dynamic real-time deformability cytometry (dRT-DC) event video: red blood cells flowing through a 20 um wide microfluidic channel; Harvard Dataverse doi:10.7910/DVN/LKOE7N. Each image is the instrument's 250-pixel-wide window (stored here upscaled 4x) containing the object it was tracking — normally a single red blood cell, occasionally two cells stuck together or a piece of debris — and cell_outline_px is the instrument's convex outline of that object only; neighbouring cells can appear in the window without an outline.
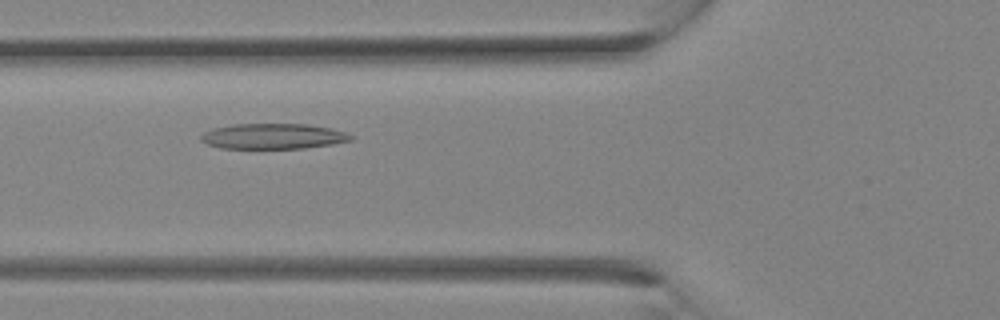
{"species": "Egyptian fruit bat (a non-hibernating species)", "species_latin": "Rousettus aegyptiacus", "temperature_condition": "room temperature", "stored_images_in_passage": 30, "camera_frame_rate_fps": 3000, "um_per_image_px": 0.085, "animal": {"sex": "female"}, "frame": {"image": 1, "passage_image": 10, "time_ms": 3.0, "image_size_px": [1000, 320], "cell_outline_px": [[352, 140], [332, 144], [304, 148], [220, 148], [208, 144], [200, 140], [200, 136], [204, 132], [212, 128], [232, 124], [308, 124], [332, 128], [344, 132], [352, 136]], "centroid_in_image_um": [23.19, 11.57], "position_along_channel_um": 102.6, "area_um2": 22.2}}
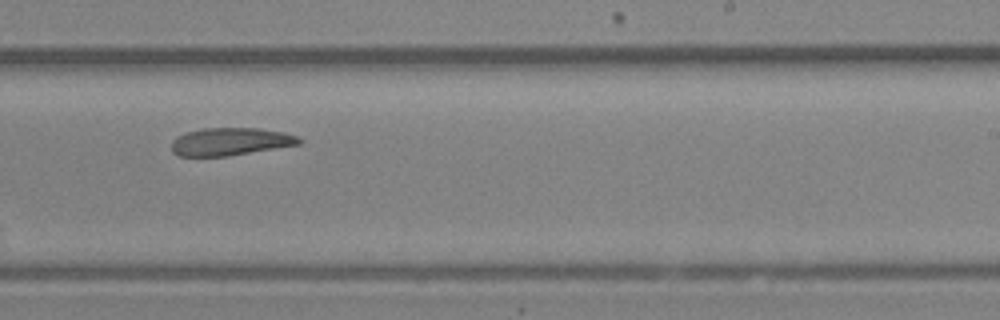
{"frame": {"image": 2, "passage_image": 18, "time_ms": 5.667, "image_size_px": [1000, 320], "cell_outline_px": [[304, 140], [300, 144], [228, 156], [180, 156], [172, 152], [172, 140], [176, 136], [188, 132], [204, 128], [260, 128], [284, 132], [296, 136]], "centroid_in_image_um": [19.59, 12.03], "position_along_channel_um": 269.4, "area_um2": 20.58}}
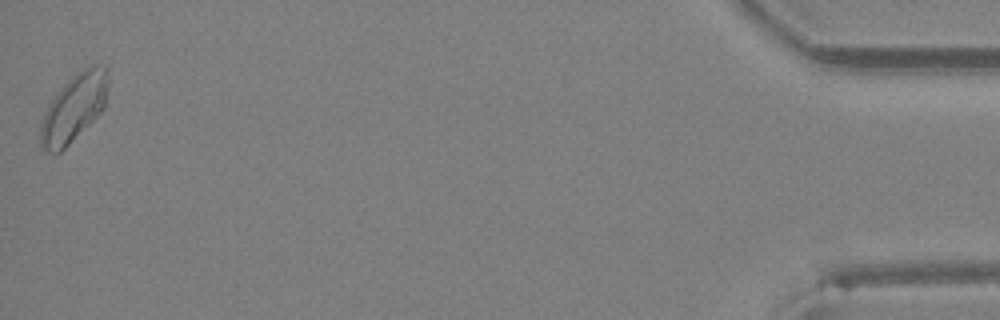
{"frame": {"image": 3, "passage_image": 30, "time_ms": 9.667, "image_size_px": [1000, 320], "cell_outline_px": [[108, 84], [104, 108], [60, 152], [48, 152], [40, 148], [40, 124], [44, 112], [48, 104], [60, 88], [72, 76], [88, 64], [96, 64], [108, 68]], "centroid_in_image_um": [6.27, 9.13], "position_along_channel_um": 428.9, "area_um2": 26.47}}